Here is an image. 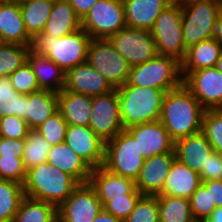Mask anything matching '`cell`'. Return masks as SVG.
Returning <instances> with one entry per match:
<instances>
[{
  "instance_id": "ab89813d",
  "label": "cell",
  "mask_w": 222,
  "mask_h": 222,
  "mask_svg": "<svg viewBox=\"0 0 222 222\" xmlns=\"http://www.w3.org/2000/svg\"><path fill=\"white\" fill-rule=\"evenodd\" d=\"M9 77L14 89L18 93L28 95L41 90L28 61L16 69Z\"/></svg>"
},
{
  "instance_id": "8992f818",
  "label": "cell",
  "mask_w": 222,
  "mask_h": 222,
  "mask_svg": "<svg viewBox=\"0 0 222 222\" xmlns=\"http://www.w3.org/2000/svg\"><path fill=\"white\" fill-rule=\"evenodd\" d=\"M221 9L217 0H192L182 4V31L186 50L213 37Z\"/></svg>"
},
{
  "instance_id": "5b68a950",
  "label": "cell",
  "mask_w": 222,
  "mask_h": 222,
  "mask_svg": "<svg viewBox=\"0 0 222 222\" xmlns=\"http://www.w3.org/2000/svg\"><path fill=\"white\" fill-rule=\"evenodd\" d=\"M127 82L130 85L158 88L167 92L183 83L181 62L158 54L143 64L132 66Z\"/></svg>"
},
{
  "instance_id": "f35d334b",
  "label": "cell",
  "mask_w": 222,
  "mask_h": 222,
  "mask_svg": "<svg viewBox=\"0 0 222 222\" xmlns=\"http://www.w3.org/2000/svg\"><path fill=\"white\" fill-rule=\"evenodd\" d=\"M123 222H159L157 195H143Z\"/></svg>"
},
{
  "instance_id": "52a82bcc",
  "label": "cell",
  "mask_w": 222,
  "mask_h": 222,
  "mask_svg": "<svg viewBox=\"0 0 222 222\" xmlns=\"http://www.w3.org/2000/svg\"><path fill=\"white\" fill-rule=\"evenodd\" d=\"M151 34L159 55L182 62L187 53L183 41L182 4L175 0L170 3L156 18Z\"/></svg>"
},
{
  "instance_id": "bcb514c9",
  "label": "cell",
  "mask_w": 222,
  "mask_h": 222,
  "mask_svg": "<svg viewBox=\"0 0 222 222\" xmlns=\"http://www.w3.org/2000/svg\"><path fill=\"white\" fill-rule=\"evenodd\" d=\"M25 139H8L0 137V156L22 157Z\"/></svg>"
},
{
  "instance_id": "e575fe53",
  "label": "cell",
  "mask_w": 222,
  "mask_h": 222,
  "mask_svg": "<svg viewBox=\"0 0 222 222\" xmlns=\"http://www.w3.org/2000/svg\"><path fill=\"white\" fill-rule=\"evenodd\" d=\"M50 143L36 130H29L22 156L26 170L47 162Z\"/></svg>"
},
{
  "instance_id": "d6986e66",
  "label": "cell",
  "mask_w": 222,
  "mask_h": 222,
  "mask_svg": "<svg viewBox=\"0 0 222 222\" xmlns=\"http://www.w3.org/2000/svg\"><path fill=\"white\" fill-rule=\"evenodd\" d=\"M0 42L32 48L33 39L26 31L19 0H4L0 5Z\"/></svg>"
},
{
  "instance_id": "f546056e",
  "label": "cell",
  "mask_w": 222,
  "mask_h": 222,
  "mask_svg": "<svg viewBox=\"0 0 222 222\" xmlns=\"http://www.w3.org/2000/svg\"><path fill=\"white\" fill-rule=\"evenodd\" d=\"M53 4L49 0H19L26 31L33 40L43 32Z\"/></svg>"
},
{
  "instance_id": "44dd1931",
  "label": "cell",
  "mask_w": 222,
  "mask_h": 222,
  "mask_svg": "<svg viewBox=\"0 0 222 222\" xmlns=\"http://www.w3.org/2000/svg\"><path fill=\"white\" fill-rule=\"evenodd\" d=\"M89 184L95 189L102 205L113 198L124 197L136 188L134 180L113 174L103 166L92 168Z\"/></svg>"
},
{
  "instance_id": "f907efd6",
  "label": "cell",
  "mask_w": 222,
  "mask_h": 222,
  "mask_svg": "<svg viewBox=\"0 0 222 222\" xmlns=\"http://www.w3.org/2000/svg\"><path fill=\"white\" fill-rule=\"evenodd\" d=\"M213 38H215L222 46V9L218 14L217 22L214 26Z\"/></svg>"
},
{
  "instance_id": "277c9868",
  "label": "cell",
  "mask_w": 222,
  "mask_h": 222,
  "mask_svg": "<svg viewBox=\"0 0 222 222\" xmlns=\"http://www.w3.org/2000/svg\"><path fill=\"white\" fill-rule=\"evenodd\" d=\"M91 39L83 28L59 38L40 33L33 40L32 49L46 55L66 73L86 62Z\"/></svg>"
},
{
  "instance_id": "c3c4849f",
  "label": "cell",
  "mask_w": 222,
  "mask_h": 222,
  "mask_svg": "<svg viewBox=\"0 0 222 222\" xmlns=\"http://www.w3.org/2000/svg\"><path fill=\"white\" fill-rule=\"evenodd\" d=\"M211 197L215 207H222V179L211 180Z\"/></svg>"
},
{
  "instance_id": "603a6c76",
  "label": "cell",
  "mask_w": 222,
  "mask_h": 222,
  "mask_svg": "<svg viewBox=\"0 0 222 222\" xmlns=\"http://www.w3.org/2000/svg\"><path fill=\"white\" fill-rule=\"evenodd\" d=\"M47 162L72 176L79 184L89 182L92 167L65 142L51 147Z\"/></svg>"
},
{
  "instance_id": "f1b7e54d",
  "label": "cell",
  "mask_w": 222,
  "mask_h": 222,
  "mask_svg": "<svg viewBox=\"0 0 222 222\" xmlns=\"http://www.w3.org/2000/svg\"><path fill=\"white\" fill-rule=\"evenodd\" d=\"M222 52V46L215 38L203 40L187 49L181 62V71H196L214 67Z\"/></svg>"
},
{
  "instance_id": "4fadbf2b",
  "label": "cell",
  "mask_w": 222,
  "mask_h": 222,
  "mask_svg": "<svg viewBox=\"0 0 222 222\" xmlns=\"http://www.w3.org/2000/svg\"><path fill=\"white\" fill-rule=\"evenodd\" d=\"M181 73L183 84L205 110L222 109V74L215 66Z\"/></svg>"
},
{
  "instance_id": "d6a6232c",
  "label": "cell",
  "mask_w": 222,
  "mask_h": 222,
  "mask_svg": "<svg viewBox=\"0 0 222 222\" xmlns=\"http://www.w3.org/2000/svg\"><path fill=\"white\" fill-rule=\"evenodd\" d=\"M27 95L16 92L10 77H0V118L17 116L25 120Z\"/></svg>"
},
{
  "instance_id": "816d5d0a",
  "label": "cell",
  "mask_w": 222,
  "mask_h": 222,
  "mask_svg": "<svg viewBox=\"0 0 222 222\" xmlns=\"http://www.w3.org/2000/svg\"><path fill=\"white\" fill-rule=\"evenodd\" d=\"M205 222H222V207L215 208Z\"/></svg>"
},
{
  "instance_id": "8d00e7d4",
  "label": "cell",
  "mask_w": 222,
  "mask_h": 222,
  "mask_svg": "<svg viewBox=\"0 0 222 222\" xmlns=\"http://www.w3.org/2000/svg\"><path fill=\"white\" fill-rule=\"evenodd\" d=\"M193 218L196 222H205L216 208L212 203L211 180L202 181V184L189 198Z\"/></svg>"
},
{
  "instance_id": "ba28073f",
  "label": "cell",
  "mask_w": 222,
  "mask_h": 222,
  "mask_svg": "<svg viewBox=\"0 0 222 222\" xmlns=\"http://www.w3.org/2000/svg\"><path fill=\"white\" fill-rule=\"evenodd\" d=\"M144 160L138 151L137 141L126 130L105 143L103 167L113 174L136 181Z\"/></svg>"
},
{
  "instance_id": "7a4b0ae2",
  "label": "cell",
  "mask_w": 222,
  "mask_h": 222,
  "mask_svg": "<svg viewBox=\"0 0 222 222\" xmlns=\"http://www.w3.org/2000/svg\"><path fill=\"white\" fill-rule=\"evenodd\" d=\"M123 128L158 121L165 91L152 87H138L128 82L117 88Z\"/></svg>"
},
{
  "instance_id": "e0dca14e",
  "label": "cell",
  "mask_w": 222,
  "mask_h": 222,
  "mask_svg": "<svg viewBox=\"0 0 222 222\" xmlns=\"http://www.w3.org/2000/svg\"><path fill=\"white\" fill-rule=\"evenodd\" d=\"M65 90L94 97L109 93L114 88L87 62L81 63L65 74Z\"/></svg>"
},
{
  "instance_id": "1f68e13d",
  "label": "cell",
  "mask_w": 222,
  "mask_h": 222,
  "mask_svg": "<svg viewBox=\"0 0 222 222\" xmlns=\"http://www.w3.org/2000/svg\"><path fill=\"white\" fill-rule=\"evenodd\" d=\"M159 222H196L190 201L183 197L157 195Z\"/></svg>"
},
{
  "instance_id": "7402d4cb",
  "label": "cell",
  "mask_w": 222,
  "mask_h": 222,
  "mask_svg": "<svg viewBox=\"0 0 222 222\" xmlns=\"http://www.w3.org/2000/svg\"><path fill=\"white\" fill-rule=\"evenodd\" d=\"M174 0H122L127 27L151 31L156 18Z\"/></svg>"
},
{
  "instance_id": "6da1fadb",
  "label": "cell",
  "mask_w": 222,
  "mask_h": 222,
  "mask_svg": "<svg viewBox=\"0 0 222 222\" xmlns=\"http://www.w3.org/2000/svg\"><path fill=\"white\" fill-rule=\"evenodd\" d=\"M205 111L182 83L165 93L159 121L169 133L170 138L176 142L202 131Z\"/></svg>"
},
{
  "instance_id": "f5cc1de1",
  "label": "cell",
  "mask_w": 222,
  "mask_h": 222,
  "mask_svg": "<svg viewBox=\"0 0 222 222\" xmlns=\"http://www.w3.org/2000/svg\"><path fill=\"white\" fill-rule=\"evenodd\" d=\"M216 69L222 74V52L215 65Z\"/></svg>"
},
{
  "instance_id": "2e32d148",
  "label": "cell",
  "mask_w": 222,
  "mask_h": 222,
  "mask_svg": "<svg viewBox=\"0 0 222 222\" xmlns=\"http://www.w3.org/2000/svg\"><path fill=\"white\" fill-rule=\"evenodd\" d=\"M64 142L92 168L103 166L105 142L89 126L68 125Z\"/></svg>"
},
{
  "instance_id": "8fae6325",
  "label": "cell",
  "mask_w": 222,
  "mask_h": 222,
  "mask_svg": "<svg viewBox=\"0 0 222 222\" xmlns=\"http://www.w3.org/2000/svg\"><path fill=\"white\" fill-rule=\"evenodd\" d=\"M116 51L130 64H143L158 55L151 31L125 27L108 38Z\"/></svg>"
},
{
  "instance_id": "d590c367",
  "label": "cell",
  "mask_w": 222,
  "mask_h": 222,
  "mask_svg": "<svg viewBox=\"0 0 222 222\" xmlns=\"http://www.w3.org/2000/svg\"><path fill=\"white\" fill-rule=\"evenodd\" d=\"M30 46L0 42V77H9L16 69L27 62Z\"/></svg>"
},
{
  "instance_id": "836d02e7",
  "label": "cell",
  "mask_w": 222,
  "mask_h": 222,
  "mask_svg": "<svg viewBox=\"0 0 222 222\" xmlns=\"http://www.w3.org/2000/svg\"><path fill=\"white\" fill-rule=\"evenodd\" d=\"M24 197L22 184L0 179V222H13Z\"/></svg>"
},
{
  "instance_id": "11a10c76",
  "label": "cell",
  "mask_w": 222,
  "mask_h": 222,
  "mask_svg": "<svg viewBox=\"0 0 222 222\" xmlns=\"http://www.w3.org/2000/svg\"><path fill=\"white\" fill-rule=\"evenodd\" d=\"M217 2L220 4V6L222 7V0H217Z\"/></svg>"
},
{
  "instance_id": "ffe728a7",
  "label": "cell",
  "mask_w": 222,
  "mask_h": 222,
  "mask_svg": "<svg viewBox=\"0 0 222 222\" xmlns=\"http://www.w3.org/2000/svg\"><path fill=\"white\" fill-rule=\"evenodd\" d=\"M174 152L177 160L200 173L214 149L205 134L200 131L174 142Z\"/></svg>"
},
{
  "instance_id": "9c48e42d",
  "label": "cell",
  "mask_w": 222,
  "mask_h": 222,
  "mask_svg": "<svg viewBox=\"0 0 222 222\" xmlns=\"http://www.w3.org/2000/svg\"><path fill=\"white\" fill-rule=\"evenodd\" d=\"M86 62L117 89L127 83L130 64L116 51L109 39H91Z\"/></svg>"
},
{
  "instance_id": "9a60e30c",
  "label": "cell",
  "mask_w": 222,
  "mask_h": 222,
  "mask_svg": "<svg viewBox=\"0 0 222 222\" xmlns=\"http://www.w3.org/2000/svg\"><path fill=\"white\" fill-rule=\"evenodd\" d=\"M125 130L137 141L138 151L144 159L175 153L174 141L159 120L135 125Z\"/></svg>"
},
{
  "instance_id": "30bf717a",
  "label": "cell",
  "mask_w": 222,
  "mask_h": 222,
  "mask_svg": "<svg viewBox=\"0 0 222 222\" xmlns=\"http://www.w3.org/2000/svg\"><path fill=\"white\" fill-rule=\"evenodd\" d=\"M81 27L93 39H108L127 27L122 0H99L81 20Z\"/></svg>"
},
{
  "instance_id": "4dcf8cb0",
  "label": "cell",
  "mask_w": 222,
  "mask_h": 222,
  "mask_svg": "<svg viewBox=\"0 0 222 222\" xmlns=\"http://www.w3.org/2000/svg\"><path fill=\"white\" fill-rule=\"evenodd\" d=\"M13 222H58L57 207L25 196L20 202Z\"/></svg>"
},
{
  "instance_id": "74e56055",
  "label": "cell",
  "mask_w": 222,
  "mask_h": 222,
  "mask_svg": "<svg viewBox=\"0 0 222 222\" xmlns=\"http://www.w3.org/2000/svg\"><path fill=\"white\" fill-rule=\"evenodd\" d=\"M202 132L214 152L222 154V109L206 110L203 116Z\"/></svg>"
},
{
  "instance_id": "60d3db41",
  "label": "cell",
  "mask_w": 222,
  "mask_h": 222,
  "mask_svg": "<svg viewBox=\"0 0 222 222\" xmlns=\"http://www.w3.org/2000/svg\"><path fill=\"white\" fill-rule=\"evenodd\" d=\"M143 194L135 188L130 194H124V197L113 198L103 205L106 212L113 214L115 217L125 220L134 210L137 202Z\"/></svg>"
},
{
  "instance_id": "681fc988",
  "label": "cell",
  "mask_w": 222,
  "mask_h": 222,
  "mask_svg": "<svg viewBox=\"0 0 222 222\" xmlns=\"http://www.w3.org/2000/svg\"><path fill=\"white\" fill-rule=\"evenodd\" d=\"M92 222H123V220L102 209Z\"/></svg>"
},
{
  "instance_id": "3957f363",
  "label": "cell",
  "mask_w": 222,
  "mask_h": 222,
  "mask_svg": "<svg viewBox=\"0 0 222 222\" xmlns=\"http://www.w3.org/2000/svg\"><path fill=\"white\" fill-rule=\"evenodd\" d=\"M78 185L72 176L45 162L27 170L23 190L25 196L58 208Z\"/></svg>"
},
{
  "instance_id": "ac0fdd59",
  "label": "cell",
  "mask_w": 222,
  "mask_h": 222,
  "mask_svg": "<svg viewBox=\"0 0 222 222\" xmlns=\"http://www.w3.org/2000/svg\"><path fill=\"white\" fill-rule=\"evenodd\" d=\"M175 159V153H165L145 159L135 181L136 188L143 195H158Z\"/></svg>"
},
{
  "instance_id": "db71d44e",
  "label": "cell",
  "mask_w": 222,
  "mask_h": 222,
  "mask_svg": "<svg viewBox=\"0 0 222 222\" xmlns=\"http://www.w3.org/2000/svg\"><path fill=\"white\" fill-rule=\"evenodd\" d=\"M175 1L183 4V3H187V2L192 1V0H175Z\"/></svg>"
},
{
  "instance_id": "4316f807",
  "label": "cell",
  "mask_w": 222,
  "mask_h": 222,
  "mask_svg": "<svg viewBox=\"0 0 222 222\" xmlns=\"http://www.w3.org/2000/svg\"><path fill=\"white\" fill-rule=\"evenodd\" d=\"M58 111L57 93L39 90L27 95L25 103V120L30 130H36Z\"/></svg>"
},
{
  "instance_id": "7c38bea8",
  "label": "cell",
  "mask_w": 222,
  "mask_h": 222,
  "mask_svg": "<svg viewBox=\"0 0 222 222\" xmlns=\"http://www.w3.org/2000/svg\"><path fill=\"white\" fill-rule=\"evenodd\" d=\"M89 127L105 143L123 131L118 91L92 97V113Z\"/></svg>"
},
{
  "instance_id": "f6af8a7d",
  "label": "cell",
  "mask_w": 222,
  "mask_h": 222,
  "mask_svg": "<svg viewBox=\"0 0 222 222\" xmlns=\"http://www.w3.org/2000/svg\"><path fill=\"white\" fill-rule=\"evenodd\" d=\"M199 174L202 181L222 179V154L213 152Z\"/></svg>"
},
{
  "instance_id": "5bb4252c",
  "label": "cell",
  "mask_w": 222,
  "mask_h": 222,
  "mask_svg": "<svg viewBox=\"0 0 222 222\" xmlns=\"http://www.w3.org/2000/svg\"><path fill=\"white\" fill-rule=\"evenodd\" d=\"M102 209V202L88 182L79 184L57 208V218L58 222H92Z\"/></svg>"
},
{
  "instance_id": "7dc6e473",
  "label": "cell",
  "mask_w": 222,
  "mask_h": 222,
  "mask_svg": "<svg viewBox=\"0 0 222 222\" xmlns=\"http://www.w3.org/2000/svg\"><path fill=\"white\" fill-rule=\"evenodd\" d=\"M74 8L76 15L82 20L99 0H68Z\"/></svg>"
},
{
  "instance_id": "7bdbcfd3",
  "label": "cell",
  "mask_w": 222,
  "mask_h": 222,
  "mask_svg": "<svg viewBox=\"0 0 222 222\" xmlns=\"http://www.w3.org/2000/svg\"><path fill=\"white\" fill-rule=\"evenodd\" d=\"M26 168L22 157L0 156V179L24 184Z\"/></svg>"
},
{
  "instance_id": "cb8c5ba5",
  "label": "cell",
  "mask_w": 222,
  "mask_h": 222,
  "mask_svg": "<svg viewBox=\"0 0 222 222\" xmlns=\"http://www.w3.org/2000/svg\"><path fill=\"white\" fill-rule=\"evenodd\" d=\"M201 184L202 180L199 173L175 159L158 195L189 199Z\"/></svg>"
},
{
  "instance_id": "b9f144b4",
  "label": "cell",
  "mask_w": 222,
  "mask_h": 222,
  "mask_svg": "<svg viewBox=\"0 0 222 222\" xmlns=\"http://www.w3.org/2000/svg\"><path fill=\"white\" fill-rule=\"evenodd\" d=\"M68 124L57 111L46 122L41 124L36 131L42 134L51 146L65 141Z\"/></svg>"
},
{
  "instance_id": "83f0119b",
  "label": "cell",
  "mask_w": 222,
  "mask_h": 222,
  "mask_svg": "<svg viewBox=\"0 0 222 222\" xmlns=\"http://www.w3.org/2000/svg\"><path fill=\"white\" fill-rule=\"evenodd\" d=\"M81 19L76 15L68 0L54 2L43 34L62 37L81 29Z\"/></svg>"
},
{
  "instance_id": "484cf974",
  "label": "cell",
  "mask_w": 222,
  "mask_h": 222,
  "mask_svg": "<svg viewBox=\"0 0 222 222\" xmlns=\"http://www.w3.org/2000/svg\"><path fill=\"white\" fill-rule=\"evenodd\" d=\"M27 61L34 71L40 89L56 93L64 89L66 73L46 55L39 54L31 48Z\"/></svg>"
},
{
  "instance_id": "ee69618b",
  "label": "cell",
  "mask_w": 222,
  "mask_h": 222,
  "mask_svg": "<svg viewBox=\"0 0 222 222\" xmlns=\"http://www.w3.org/2000/svg\"><path fill=\"white\" fill-rule=\"evenodd\" d=\"M29 130L26 120L15 115L0 118V137L25 139Z\"/></svg>"
},
{
  "instance_id": "d4e9b609",
  "label": "cell",
  "mask_w": 222,
  "mask_h": 222,
  "mask_svg": "<svg viewBox=\"0 0 222 222\" xmlns=\"http://www.w3.org/2000/svg\"><path fill=\"white\" fill-rule=\"evenodd\" d=\"M58 112L68 125L89 126L92 113V97L65 89L57 93Z\"/></svg>"
}]
</instances>
